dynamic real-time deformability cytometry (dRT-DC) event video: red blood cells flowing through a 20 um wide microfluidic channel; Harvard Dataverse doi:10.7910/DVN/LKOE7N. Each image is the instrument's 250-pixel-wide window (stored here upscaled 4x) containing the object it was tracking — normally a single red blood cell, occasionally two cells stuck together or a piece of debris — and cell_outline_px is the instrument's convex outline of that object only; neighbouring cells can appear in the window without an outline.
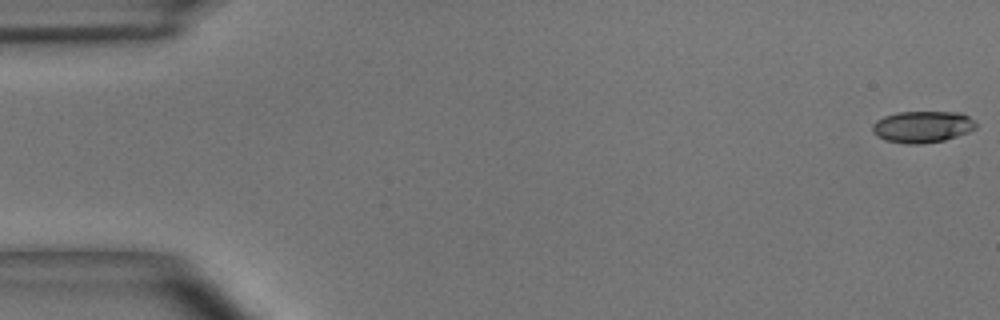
{"species": "common noctule bat (a hibernating species)", "species_latin": "Nyctalus noctula", "temperature_condition": "room temperature", "stored_images_in_passage": 54, "camera_frame_rate_fps": 3000, "um_per_image_px": 0.085, "animal": {"sex": "male", "body_mass_g": 15.6}, "frame": {"image": 1, "passage_image": 1, "time_ms": 0.0, "image_size_px": [1000, 320], "cell_outline_px": [[976, 128], [968, 132], [944, 140], [920, 144], [908, 144], [884, 140], [876, 136], [872, 132], [872, 124], [876, 120], [884, 116], [896, 112], [960, 112], [968, 116], [976, 124]], "centroid_in_image_um": [78.36, 10.77], "position_along_channel_um": 6.6, "area_um2": 19.13}}
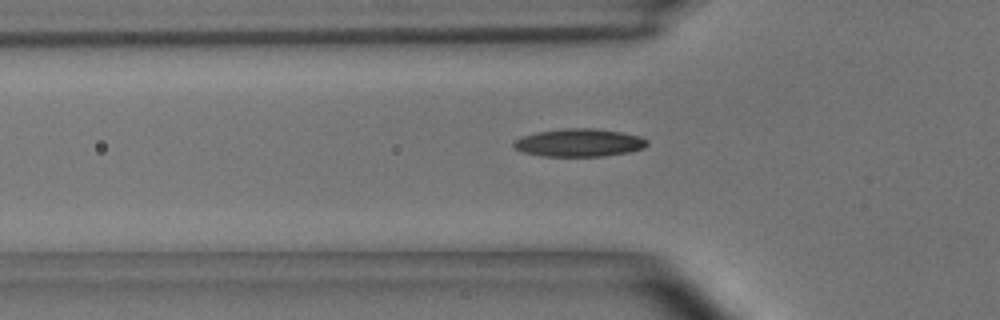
{"frame": {"image": 2, "passage_image": 18, "time_ms": 5.667, "image_size_px": [1000, 320], "cell_outline_px": [[648, 144], [644, 148], [628, 152], [604, 156], [540, 156], [524, 152], [516, 148], [512, 144], [520, 136], [536, 132], [564, 128], [592, 128], [620, 132], [640, 136], [648, 140]], "centroid_in_image_um": [49.23, 12.12], "position_along_channel_um": 76.6, "area_um2": 21.68}}
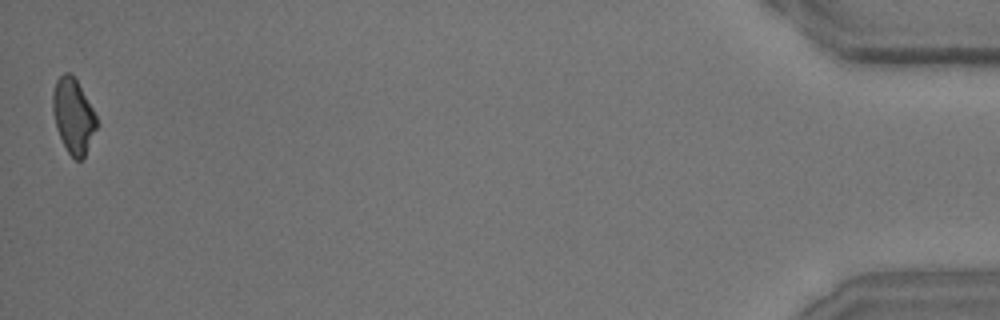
{"frame": {"image": 3, "passage_image": 54, "time_ms": 17.667, "image_size_px": [1000, 320], "cell_outline_px": [[100, 124], [84, 156], [80, 160], [76, 160], [68, 152], [56, 128], [52, 112], [52, 92], [56, 80], [64, 72], [68, 72], [76, 80], [92, 108]], "centroid_in_image_um": [6.23, 9.86], "position_along_channel_um": 429.0, "area_um2": 19.07}, "authors_computed_cell_mechanics": {"area_um2": 19.8543, "velocity_mm_per_s": 3.6978, "shape_relaxation_time_tau1_ms": 4.4101, "shape_relaxation_time_tau2_ms": 3.2883, "deformation_change_tau1": 0.1466, "deformation_change_tau2": 0.1008}}